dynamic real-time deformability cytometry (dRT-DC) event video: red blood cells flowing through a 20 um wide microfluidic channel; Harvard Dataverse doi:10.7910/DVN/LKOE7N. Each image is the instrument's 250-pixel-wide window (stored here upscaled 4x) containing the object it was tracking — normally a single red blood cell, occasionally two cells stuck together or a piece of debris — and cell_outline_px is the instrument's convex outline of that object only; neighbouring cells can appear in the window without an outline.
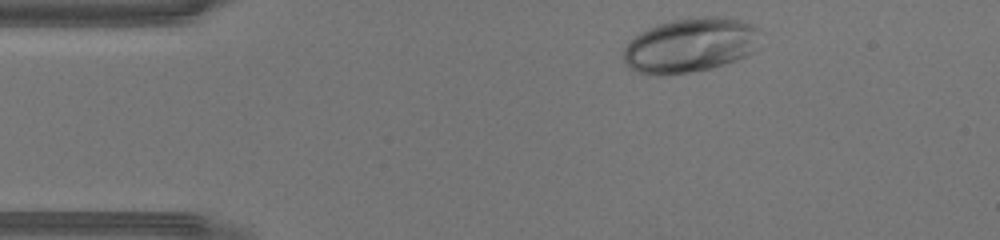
{"species": "human", "species_latin": "Homo sapiens", "temperature_condition": "warm", "stored_images_in_passage": 27, "camera_frame_rate_fps": 3000, "um_per_image_px": 0.085, "donor": {"sex": "male"}, "frame": {"image": 1, "passage_image": 2, "time_ms": 0.333, "image_size_px": [1000, 240], "cell_outline_px": [[760, 48], [736, 60], [712, 68], [688, 72], [656, 76], [648, 76], [636, 72], [624, 60], [624, 48], [640, 32], [648, 28], [660, 24], [676, 20], [704, 16], [724, 16], [740, 20], [752, 24], [760, 28]], "centroid_in_image_um": [58.74, 3.84], "position_along_channel_um": 26.3, "area_um2": 43.64}}
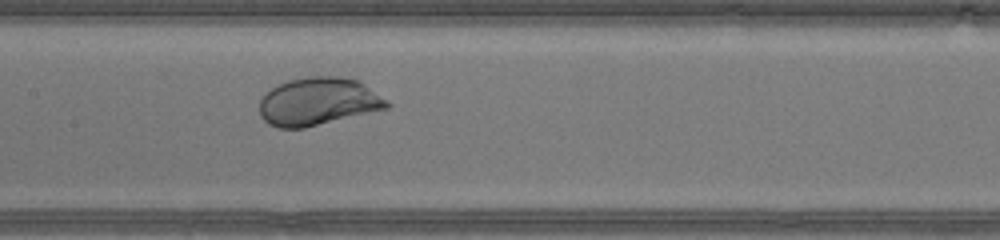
{"frame": {"image": 2, "passage_image": 16, "time_ms": 5.0, "image_size_px": [1000, 240], "cell_outline_px": [[392, 104], [388, 108], [304, 128], [280, 128], [268, 124], [260, 116], [260, 100], [272, 88], [288, 80], [312, 76], [340, 76], [360, 80], [388, 100]], "centroid_in_image_um": [27.09, 8.62], "position_along_channel_um": 180.3, "area_um2": 35.55}}
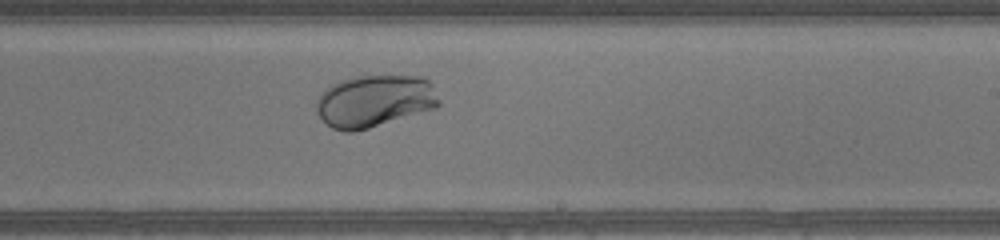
{"frame": {"image": 3, "passage_image": 21, "time_ms": 6.667, "image_size_px": [1000, 240], "cell_outline_px": [[440, 104], [436, 108], [368, 128], [352, 132], [344, 132], [332, 128], [316, 112], [316, 100], [332, 84], [340, 80], [364, 72], [368, 72], [424, 76], [432, 84], [440, 100]], "centroid_in_image_um": [31.87, 8.51], "position_along_channel_um": 257.1, "area_um2": 38.32}}